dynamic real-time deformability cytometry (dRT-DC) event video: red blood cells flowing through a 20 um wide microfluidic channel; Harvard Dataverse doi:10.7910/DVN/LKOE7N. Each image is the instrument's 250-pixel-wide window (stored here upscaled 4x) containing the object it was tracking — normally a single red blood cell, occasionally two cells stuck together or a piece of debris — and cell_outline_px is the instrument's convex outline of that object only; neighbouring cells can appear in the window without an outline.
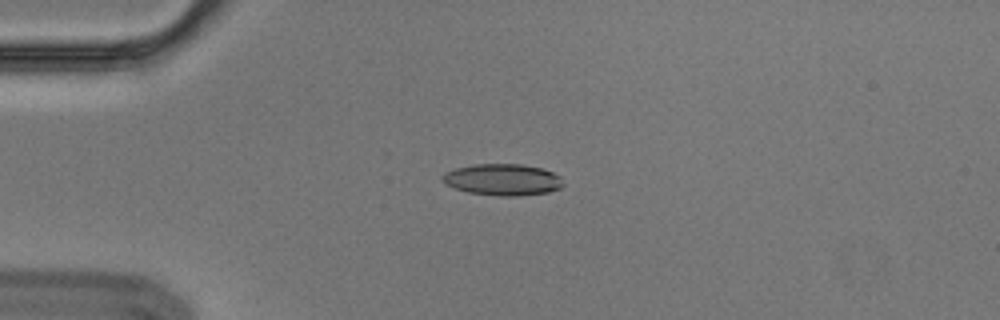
{"species": "Egyptian fruit bat (a non-hibernating species)", "species_latin": "Rousettus aegyptiacus", "temperature_condition": "cold", "stored_images_in_passage": 5, "camera_frame_rate_fps": 3000, "um_per_image_px": 0.085, "animal": {"sex": "male"}, "frame": {"image": 1, "passage_image": 1, "time_ms": 0.0, "image_size_px": [1000, 320], "cell_outline_px": [[564, 184], [560, 188], [548, 192], [516, 196], [500, 196], [468, 192], [444, 184], [440, 180], [440, 176], [444, 172], [456, 168], [476, 164], [520, 164], [540, 168], [552, 172], [560, 176]], "centroid_in_image_um": [42.69, 15.27], "position_along_channel_um": 42.3, "area_um2": 22.2}}
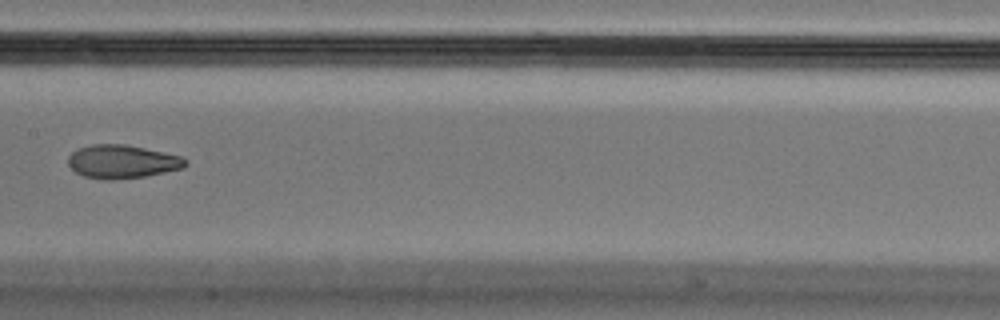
{"frame": {"image": 2, "passage_image": 5, "time_ms": 1.333, "image_size_px": [1000, 320], "cell_outline_px": [[188, 164], [184, 168], [144, 176], [112, 180], [104, 180], [84, 176], [76, 172], [68, 164], [68, 156], [76, 148], [92, 144], [124, 144], [184, 156], [188, 160]], "centroid_in_image_um": [10.4, 13.73], "position_along_channel_um": 197.0, "area_um2": 23.0}}